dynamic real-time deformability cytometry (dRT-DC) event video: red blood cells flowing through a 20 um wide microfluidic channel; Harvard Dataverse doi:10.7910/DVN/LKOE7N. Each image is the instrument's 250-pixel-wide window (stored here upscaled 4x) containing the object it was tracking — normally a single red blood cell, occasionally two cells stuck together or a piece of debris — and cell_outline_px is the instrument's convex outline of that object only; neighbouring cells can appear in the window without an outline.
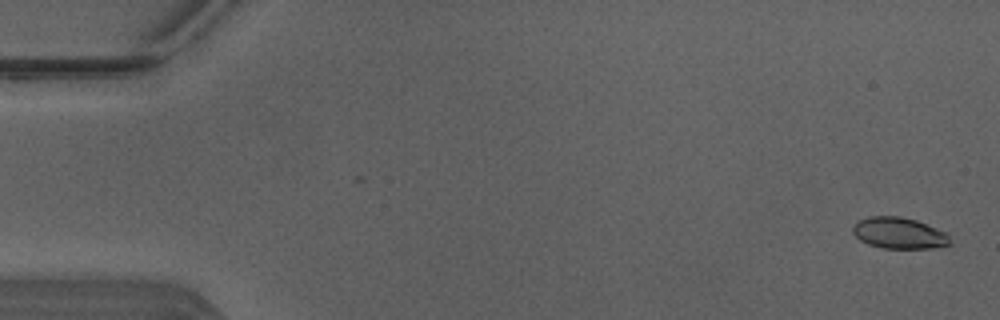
{"species": "Egyptian fruit bat (a non-hibernating species)", "species_latin": "Rousettus aegyptiacus", "temperature_condition": "warm", "stored_images_in_passage": 5, "camera_frame_rate_fps": 3000, "um_per_image_px": 0.085, "animal": {"sex": "male"}, "frame": {"image": 1, "passage_image": 1, "time_ms": 0.0, "image_size_px": [1000, 320], "cell_outline_px": [[952, 244], [932, 248], [884, 248], [868, 244], [860, 240], [852, 232], [852, 228], [856, 220], [868, 216], [900, 216], [916, 220], [936, 228], [944, 232], [948, 236]], "centroid_in_image_um": [76.38, 19.8], "position_along_channel_um": 8.6, "area_um2": 17.74}}
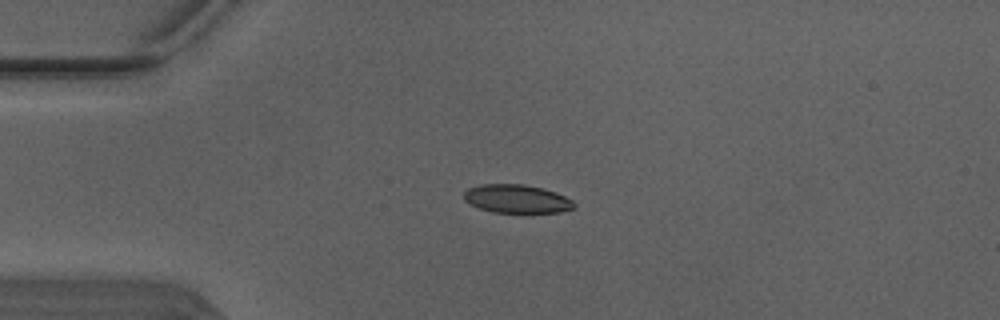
{"frame": {"image": 2, "passage_image": 4, "time_ms": 1.0, "image_size_px": [1000, 320], "cell_outline_px": [[576, 204], [572, 208], [560, 212], [492, 212], [468, 204], [464, 200], [464, 192], [468, 188], [480, 184], [524, 184], [544, 188], [556, 192], [572, 200]], "centroid_in_image_um": [43.9, 16.89], "position_along_channel_um": 41.1, "area_um2": 18.26}}